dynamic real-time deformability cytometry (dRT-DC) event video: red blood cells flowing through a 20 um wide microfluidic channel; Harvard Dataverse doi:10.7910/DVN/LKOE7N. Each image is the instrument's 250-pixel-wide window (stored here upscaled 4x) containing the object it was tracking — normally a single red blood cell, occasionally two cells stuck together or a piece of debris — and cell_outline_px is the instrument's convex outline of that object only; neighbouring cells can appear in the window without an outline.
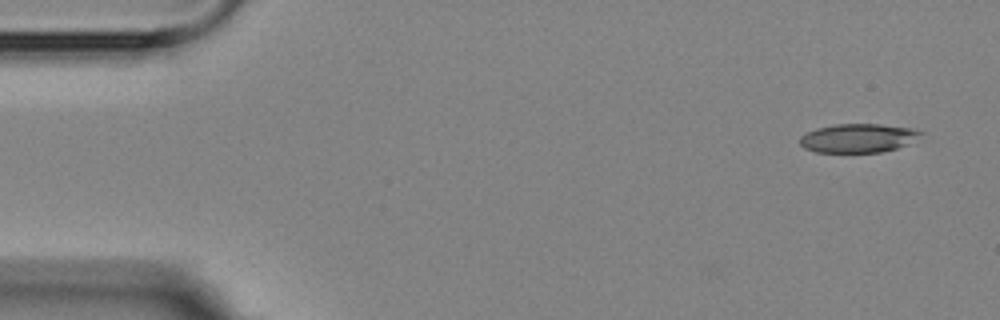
{"species": "Egyptian fruit bat (a non-hibernating species)", "species_latin": "Rousettus aegyptiacus", "temperature_condition": "room temperature", "stored_images_in_passage": 9, "camera_frame_rate_fps": 3000, "um_per_image_px": 0.085, "animal": {"sex": "female"}, "frame": {"image": 1, "passage_image": 1, "time_ms": 0.0, "image_size_px": [1000, 320], "cell_outline_px": [[924, 132], [908, 144], [896, 148], [880, 152], [816, 152], [804, 148], [800, 144], [800, 136], [816, 128], [836, 124], [880, 124], [912, 128]], "centroid_in_image_um": [72.92, 11.73], "position_along_channel_um": 12.1, "area_um2": 20.17}}
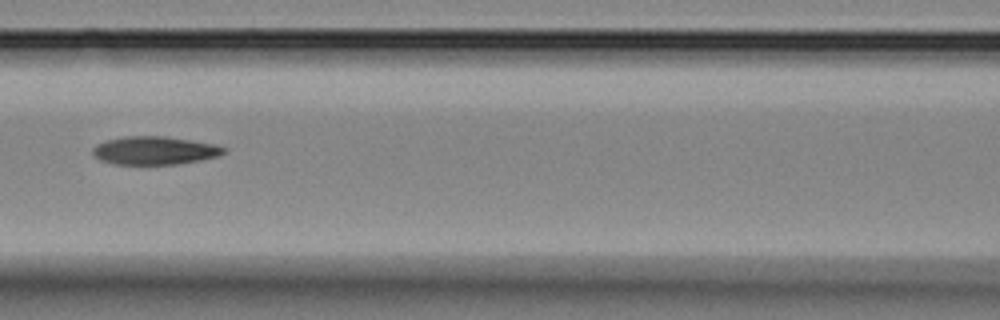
{"frame": {"image": 2, "passage_image": 7, "time_ms": 7.0, "image_size_px": [1000, 320], "cell_outline_px": [[228, 152], [220, 156], [200, 160], [176, 164], [116, 164], [100, 160], [92, 152], [92, 148], [96, 144], [104, 140], [124, 136], [164, 136], [192, 140], [216, 144], [228, 148]], "centroid_in_image_um": [13.19, 12.78], "position_along_channel_um": 153.4, "area_um2": 21.79}}
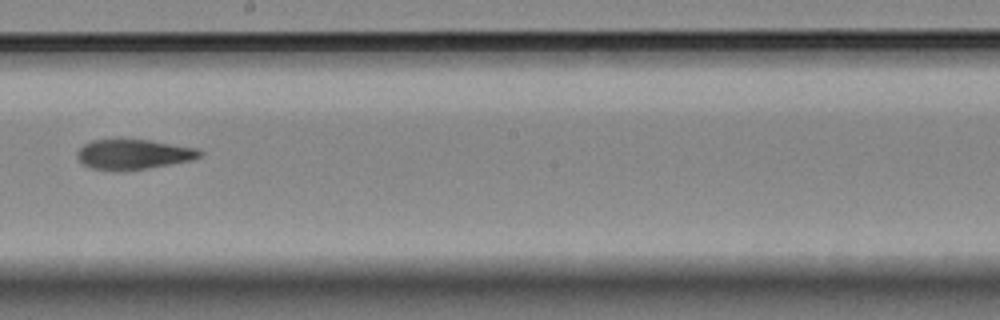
{"frame": {"image": 3, "passage_image": 9, "time_ms": 9.333, "image_size_px": [1000, 320], "cell_outline_px": [[204, 152], [200, 156], [192, 160], [148, 168], [124, 172], [112, 172], [88, 168], [80, 164], [76, 156], [76, 152], [84, 144], [92, 140], [148, 140], [200, 148]], "centroid_in_image_um": [11.3, 13.15], "position_along_channel_um": 236.9, "area_um2": 21.96}}